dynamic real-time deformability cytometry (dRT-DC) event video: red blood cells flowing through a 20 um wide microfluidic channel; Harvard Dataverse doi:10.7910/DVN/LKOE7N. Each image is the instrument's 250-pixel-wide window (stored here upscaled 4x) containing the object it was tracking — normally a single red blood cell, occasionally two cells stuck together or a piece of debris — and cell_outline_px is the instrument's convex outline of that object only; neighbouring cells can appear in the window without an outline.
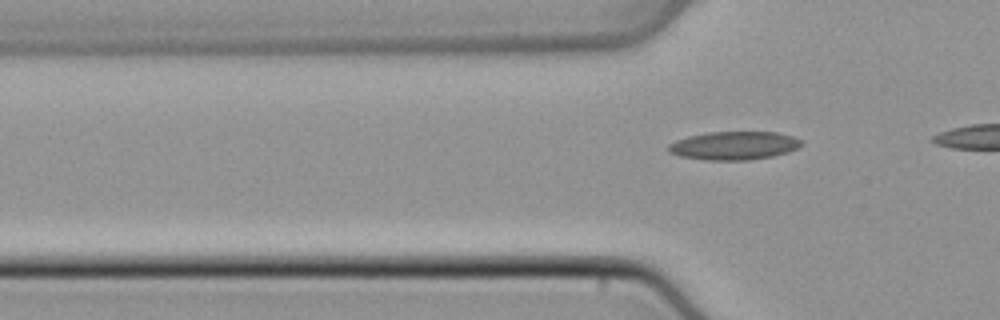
{"species": "common noctule bat (a hibernating species)", "species_latin": "Nyctalus noctula", "temperature_condition": "cold", "stored_images_in_passage": 3, "camera_frame_rate_fps": 3000, "um_per_image_px": 0.085, "animal": {"sex": "male", "body_mass_g": 21.5, "forearm_length_mm": 52.0}, "frame": {"image": 1, "passage_image": 3, "time_ms": 0.667, "image_size_px": [1000, 320], "cell_outline_px": [[804, 144], [788, 152], [772, 156], [748, 160], [708, 160], [680, 156], [668, 152], [668, 144], [676, 140], [688, 136], [708, 132], [776, 132], [792, 136], [800, 140]], "centroid_in_image_um": [62.37, 12.37], "position_along_channel_um": 63.4, "area_um2": 21.91}}